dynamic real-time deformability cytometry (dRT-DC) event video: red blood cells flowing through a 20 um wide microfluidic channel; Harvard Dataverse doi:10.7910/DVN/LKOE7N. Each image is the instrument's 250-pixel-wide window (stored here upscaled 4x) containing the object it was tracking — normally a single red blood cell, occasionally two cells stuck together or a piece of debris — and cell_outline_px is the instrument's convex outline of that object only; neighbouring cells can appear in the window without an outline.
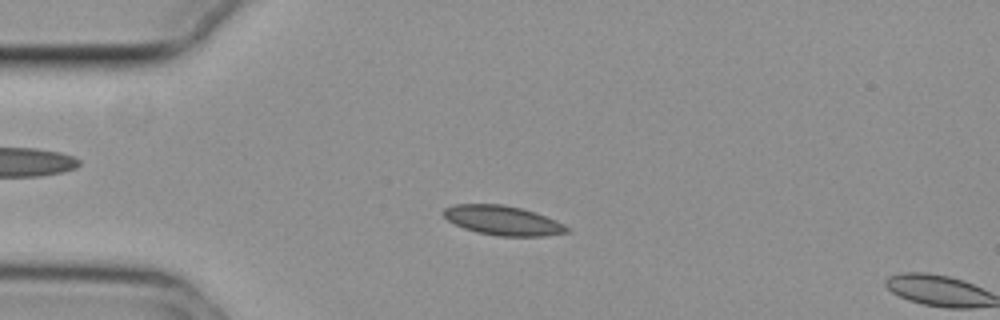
{"species": "common noctule bat (a hibernating species)", "species_latin": "Nyctalus noctula", "temperature_condition": "cold", "stored_images_in_passage": 15, "camera_frame_rate_fps": 3000, "um_per_image_px": 0.085, "animal": {"sex": "female", "body_mass_g": 29.2, "forearm_length_mm": 56.3}, "frame": {"image": 1, "passage_image": 13, "time_ms": 4.0, "image_size_px": [1000, 320], "cell_outline_px": [[572, 232], [544, 236], [500, 236], [476, 232], [464, 228], [448, 220], [440, 212], [444, 208], [456, 204], [504, 204], [536, 212], [556, 220], [572, 228]], "centroid_in_image_um": [42.78, 18.74], "position_along_channel_um": 42.2, "area_um2": 21.39}}